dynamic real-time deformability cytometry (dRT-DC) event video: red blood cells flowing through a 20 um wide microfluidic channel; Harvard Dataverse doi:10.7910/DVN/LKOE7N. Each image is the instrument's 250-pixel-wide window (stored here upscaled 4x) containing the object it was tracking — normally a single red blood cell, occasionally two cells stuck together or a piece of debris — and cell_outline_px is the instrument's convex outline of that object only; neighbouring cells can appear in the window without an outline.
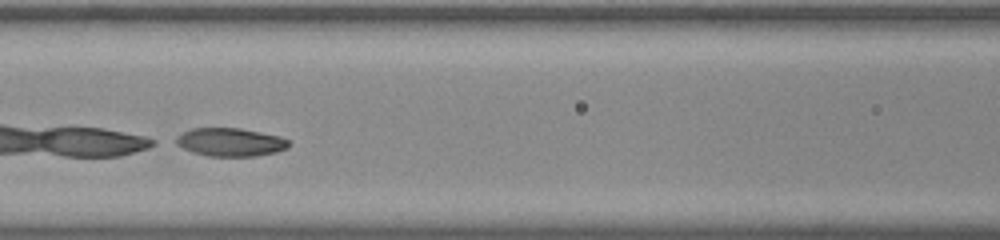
{"species": "common noctule bat (a hibernating species)", "species_latin": "Nyctalus noctula", "temperature_condition": "room temperature", "stored_images_in_passage": 44, "camera_frame_rate_fps": 3000, "um_per_image_px": 0.085, "animal": {"sex": "male", "body_mass_g": 20.0, "forearm_length_mm": 53.3}, "frame": {"image": 1, "passage_image": 16, "time_ms": 5.0, "image_size_px": [1000, 240], "cell_outline_px": [[288, 148], [276, 152], [256, 156], [208, 156], [192, 152], [168, 140], [192, 128], [240, 128], [280, 136], [288, 140]], "centroid_in_image_um": [19.52, 12.08], "position_along_channel_um": 147.1, "area_um2": 18.73}}
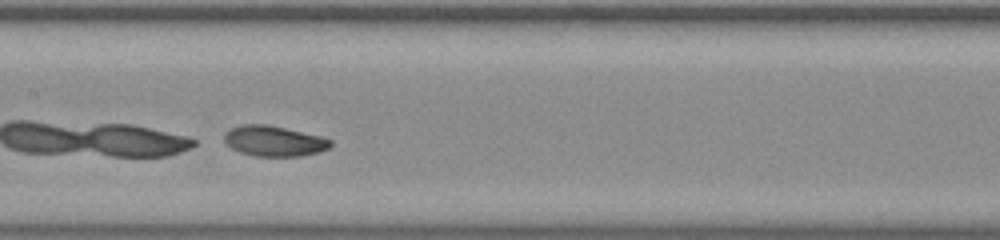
{"frame": {"image": 2, "passage_image": 19, "time_ms": 6.0, "image_size_px": [1000, 240], "cell_outline_px": [[332, 144], [328, 148], [320, 152], [300, 156], [256, 156], [240, 152], [232, 148], [224, 140], [224, 136], [232, 128], [240, 124], [268, 124], [320, 136], [332, 140]], "centroid_in_image_um": [23.31, 11.98], "position_along_channel_um": 184.1, "area_um2": 18.73}}
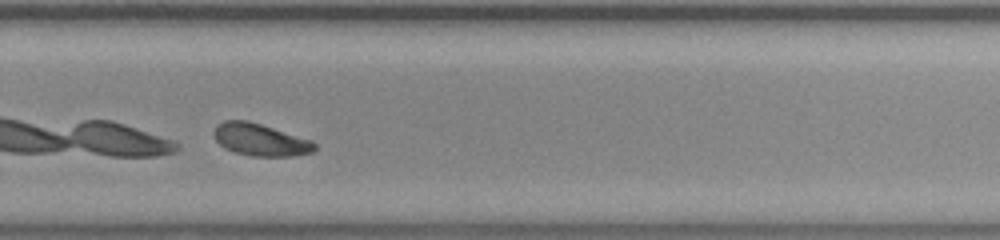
{"frame": {"image": 3, "passage_image": 29, "time_ms": 9.333, "image_size_px": [1000, 240], "cell_outline_px": [[316, 148], [312, 152], [296, 156], [248, 156], [224, 148], [216, 140], [212, 132], [224, 120], [248, 120], [312, 140], [316, 144]], "centroid_in_image_um": [22.14, 11.88], "position_along_channel_um": 307.7, "area_um2": 18.9}, "authors_computed_cell_mechanics": {"area_um2": 19.652, "velocity_mm_per_s": 3.711, "shape_relaxation_time_tau1_ms": 0.3145, "shape_relaxation_time_tau2_ms": null, "deformation_change_tau1": 0.298, "deformation_change_tau2": null}}